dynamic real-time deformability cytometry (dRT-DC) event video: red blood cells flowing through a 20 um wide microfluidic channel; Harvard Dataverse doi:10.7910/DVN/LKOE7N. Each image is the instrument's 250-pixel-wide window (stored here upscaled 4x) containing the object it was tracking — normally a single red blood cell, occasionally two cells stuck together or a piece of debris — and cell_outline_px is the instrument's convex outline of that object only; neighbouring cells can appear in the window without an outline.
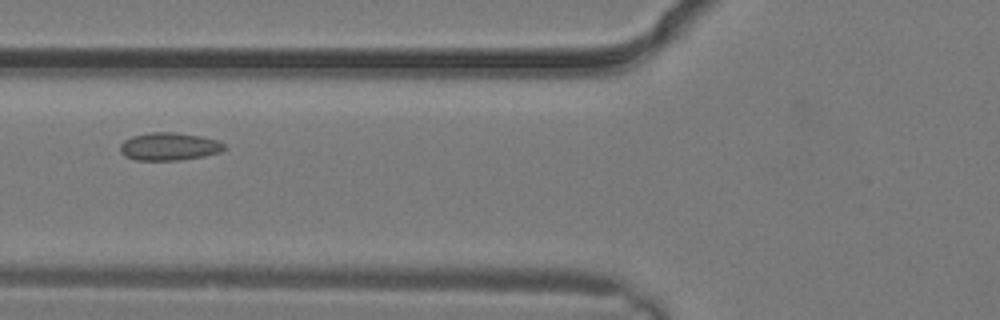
{"species": "common noctule bat (a hibernating species)", "species_latin": "Nyctalus noctula", "temperature_condition": "warm", "stored_images_in_passage": 4, "camera_frame_rate_fps": 3000, "um_per_image_px": 0.085, "animal": {"sex": "male", "body_mass_g": 19.2, "forearm_length_mm": 51.8}, "frame": {"image": 1, "passage_image": 4, "time_ms": 1.0, "image_size_px": [1000, 320], "cell_outline_px": [[228, 148], [220, 152], [204, 156], [180, 160], [136, 160], [124, 156], [120, 152], [120, 144], [124, 140], [132, 136], [148, 132], [176, 132], [200, 136], [216, 140], [224, 144]], "centroid_in_image_um": [14.36, 12.45], "position_along_channel_um": 111.4, "area_um2": 16.99}}